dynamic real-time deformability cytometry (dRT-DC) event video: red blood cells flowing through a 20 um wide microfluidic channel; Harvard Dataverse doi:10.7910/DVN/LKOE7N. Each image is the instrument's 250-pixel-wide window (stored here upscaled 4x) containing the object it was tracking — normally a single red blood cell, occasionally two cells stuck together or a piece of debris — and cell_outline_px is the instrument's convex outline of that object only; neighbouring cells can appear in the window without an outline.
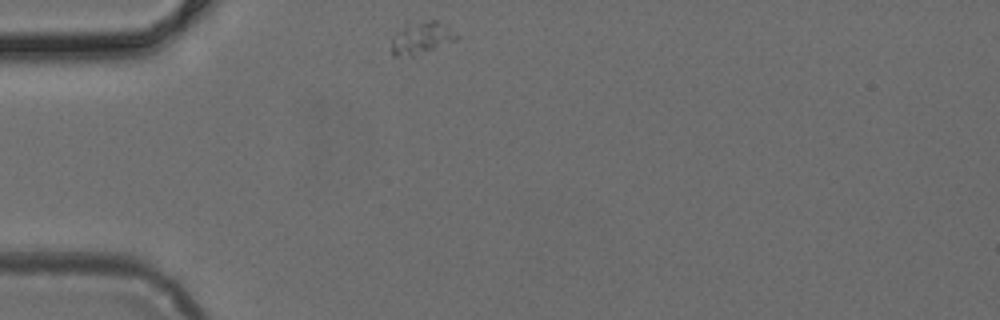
{"species": "common noctule bat (a hibernating species)", "species_latin": "Nyctalus noctula", "temperature_condition": "cold", "stored_images_in_passage": 3, "camera_frame_rate_fps": 3000, "um_per_image_px": 0.085, "animal": {"sex": "female", "body_mass_g": 24.6, "forearm_length_mm": 56.2}, "frame": {"image": 1, "passage_image": 1, "time_ms": 0.0, "image_size_px": [1000, 320], "cell_outline_px": [[460, 36], [456, 40], [412, 56], [392, 56], [392, 40], [404, 28], [428, 20], [436, 20]], "centroid_in_image_um": [35.86, 3.26], "position_along_channel_um": 49.1, "area_um2": 11.33}}
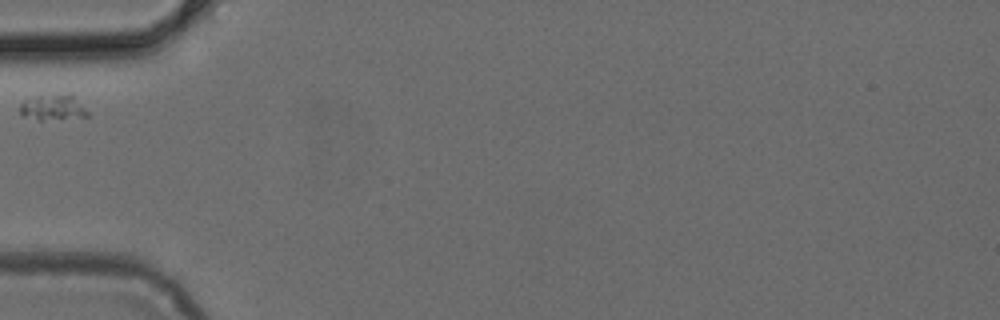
{"frame": {"image": 2, "passage_image": 2, "time_ms": 0.333, "image_size_px": [1000, 320], "cell_outline_px": [[92, 116], [44, 120], [40, 120], [20, 116], [20, 104], [24, 100], [40, 96], [68, 92], [72, 92]], "centroid_in_image_um": [4.55, 9.12], "position_along_channel_um": 80.5, "area_um2": 10.46}}